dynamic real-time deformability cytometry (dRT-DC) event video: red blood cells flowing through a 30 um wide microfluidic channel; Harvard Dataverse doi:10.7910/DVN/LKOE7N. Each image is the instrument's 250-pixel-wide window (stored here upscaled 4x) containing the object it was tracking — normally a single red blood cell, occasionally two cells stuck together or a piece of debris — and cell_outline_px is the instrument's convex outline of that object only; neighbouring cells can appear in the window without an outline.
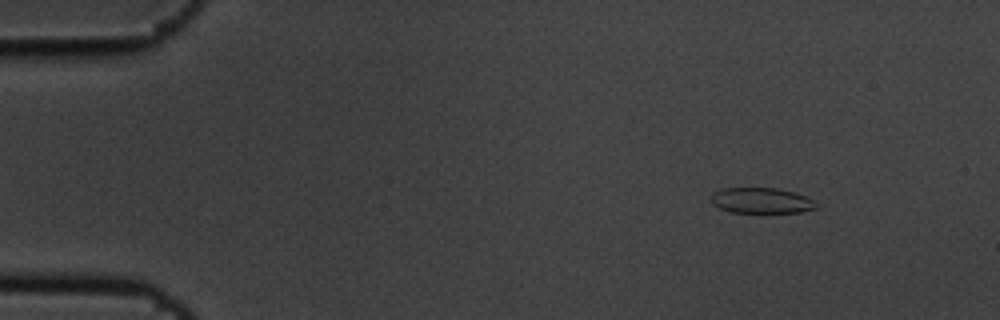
{"species": "common noctule bat (a hibernating species)", "species_latin": "Nyctalus noctula", "temperature_condition": "cold", "stored_images_in_passage": 4, "camera_frame_rate_fps": 3000, "um_per_image_px": 0.085, "animal": {"sex": "male", "body_mass_g": 19.5, "forearm_length_mm": 54.6}, "frame": {"image": 1, "passage_image": 2, "time_ms": 0.333, "image_size_px": [1000, 320], "cell_outline_px": [[816, 208], [800, 212], [760, 216], [728, 212], [712, 204], [712, 192], [720, 188], [776, 188], [792, 192], [804, 196], [812, 200], [816, 204]], "centroid_in_image_um": [64.66, 17.11], "position_along_channel_um": 20.3, "area_um2": 16.53}}